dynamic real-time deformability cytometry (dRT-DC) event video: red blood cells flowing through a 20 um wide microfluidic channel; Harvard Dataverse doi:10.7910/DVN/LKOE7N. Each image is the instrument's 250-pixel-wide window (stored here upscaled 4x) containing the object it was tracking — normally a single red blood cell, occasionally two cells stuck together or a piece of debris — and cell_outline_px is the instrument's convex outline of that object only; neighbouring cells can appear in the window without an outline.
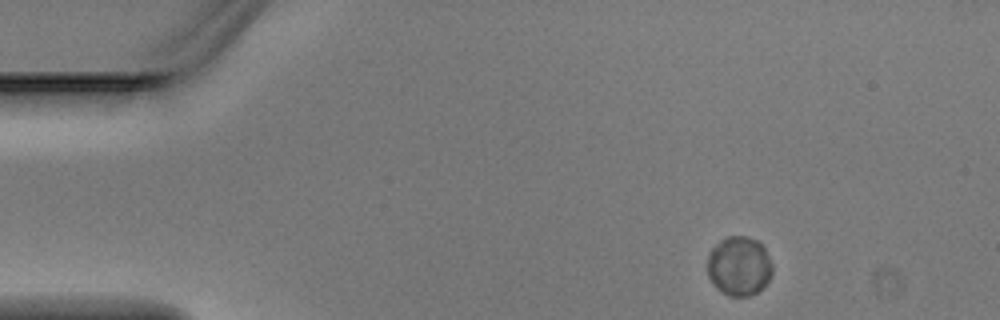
{"species": "Egyptian fruit bat (a non-hibernating species)", "species_latin": "Rousettus aegyptiacus", "temperature_condition": "warm", "stored_images_in_passage": 3, "camera_frame_rate_fps": 3000, "um_per_image_px": 0.085, "animal": {"sex": "male"}, "frame": {"image": 1, "passage_image": 1, "time_ms": 0.0, "image_size_px": [1000, 320], "cell_outline_px": [[772, 272], [768, 280], [756, 292], [748, 296], [728, 296], [716, 288], [708, 276], [708, 256], [712, 248], [720, 240], [728, 236], [748, 236], [756, 240], [764, 248], [772, 264]], "centroid_in_image_um": [62.8, 22.61], "position_along_channel_um": 22.2, "area_um2": 22.25}}